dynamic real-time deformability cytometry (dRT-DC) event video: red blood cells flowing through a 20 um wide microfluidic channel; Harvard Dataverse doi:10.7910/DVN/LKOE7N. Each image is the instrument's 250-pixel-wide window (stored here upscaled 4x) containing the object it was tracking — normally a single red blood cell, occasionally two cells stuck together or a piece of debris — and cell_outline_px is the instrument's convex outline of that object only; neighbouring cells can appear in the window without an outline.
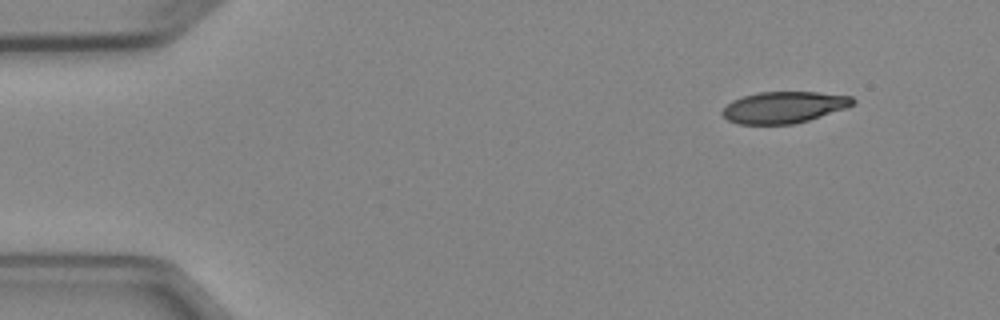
{"species": "Egyptian fruit bat (a non-hibernating species)", "species_latin": "Rousettus aegyptiacus", "temperature_condition": "cold", "stored_images_in_passage": 4, "camera_frame_rate_fps": 3000, "um_per_image_px": 0.085, "animal": {"sex": "female"}, "frame": {"image": 1, "passage_image": 1, "time_ms": 0.0, "image_size_px": [1000, 320], "cell_outline_px": [[856, 100], [848, 108], [808, 120], [792, 124], [740, 124], [728, 120], [720, 112], [732, 100], [744, 96], [760, 92], [820, 92], [852, 96]], "centroid_in_image_um": [66.66, 9.11], "position_along_channel_um": 18.3, "area_um2": 23.93}}
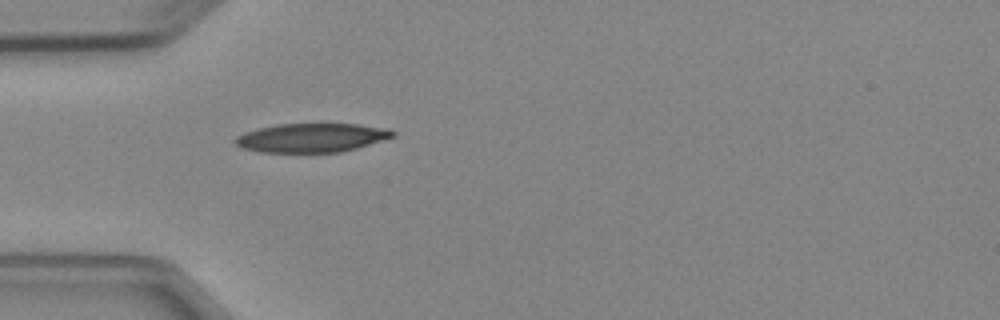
{"frame": {"image": 2, "passage_image": 4, "time_ms": 3.333, "image_size_px": [1000, 320], "cell_outline_px": [[396, 136], [356, 148], [340, 152], [260, 152], [244, 148], [236, 144], [232, 140], [236, 136], [244, 132], [260, 128], [280, 124], [356, 124], [388, 128], [396, 132]], "centroid_in_image_um": [26.5, 11.71], "position_along_channel_um": 58.5, "area_um2": 26.41}}